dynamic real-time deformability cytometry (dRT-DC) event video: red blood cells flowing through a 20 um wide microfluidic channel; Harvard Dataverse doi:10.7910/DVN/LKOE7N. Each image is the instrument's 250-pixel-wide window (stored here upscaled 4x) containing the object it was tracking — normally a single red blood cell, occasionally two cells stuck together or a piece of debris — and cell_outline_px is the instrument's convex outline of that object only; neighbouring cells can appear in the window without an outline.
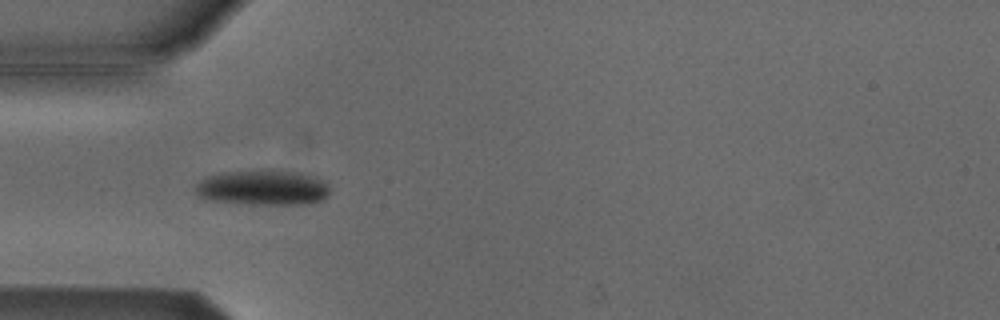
{"species": "Egyptian fruit bat (a non-hibernating species)", "species_latin": "Rousettus aegyptiacus", "temperature_condition": "cold", "stored_images_in_passage": 53, "camera_frame_rate_fps": 3000, "um_per_image_px": 0.085, "animal": {"sex": "male"}, "frame": {"image": 1, "passage_image": 16, "time_ms": 5.0, "image_size_px": [1000, 320], "cell_outline_px": [[328, 196], [324, 200], [308, 204], [252, 204], [204, 200], [196, 196], [196, 184], [200, 180], [208, 176], [224, 172], [260, 168], [272, 168], [300, 172], [316, 176], [324, 180], [328, 184]], "centroid_in_image_um": [22.35, 15.92], "position_along_channel_um": 62.6, "area_um2": 28.61}}
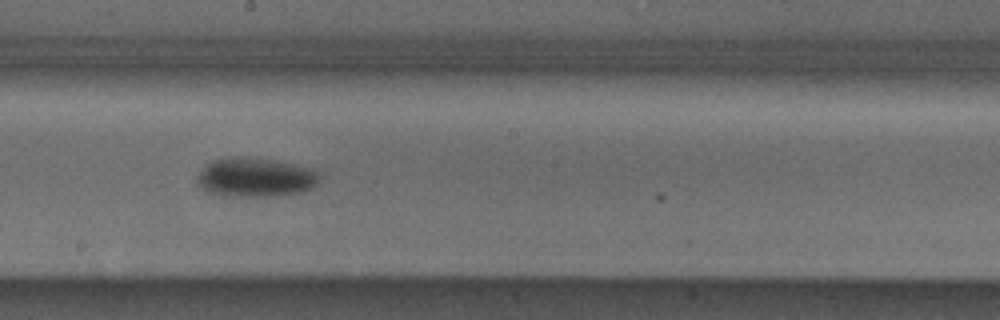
{"frame": {"image": 2, "passage_image": 29, "time_ms": 9.333, "image_size_px": [1000, 320], "cell_outline_px": [[320, 180], [312, 188], [304, 192], [276, 196], [236, 196], [204, 192], [196, 184], [196, 176], [212, 160], [228, 156], [276, 160], [312, 168], [320, 176]], "centroid_in_image_um": [21.7, 15.08], "position_along_channel_um": 226.5, "area_um2": 28.15}}
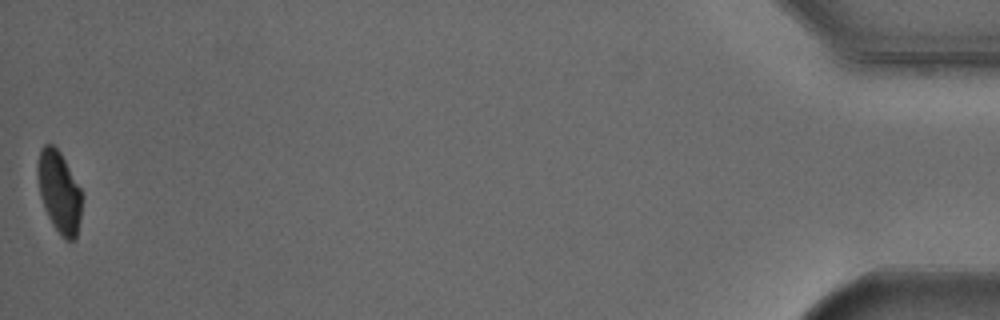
{"frame": {"image": 3, "passage_image": 53, "time_ms": 17.333, "image_size_px": [1000, 320], "cell_outline_px": [[80, 220], [76, 240], [64, 240], [60, 236], [52, 224], [44, 208], [40, 196], [36, 176], [36, 168], [40, 148], [44, 144], [52, 144], [60, 152], [80, 188]], "centroid_in_image_um": [4.99, 16.32], "position_along_channel_um": 430.2, "area_um2": 21.1}, "authors_computed_cell_mechanics": {"area_um2": 25.0274, "velocity_mm_per_s": 3.8193, "shape_relaxation_time_tau1_ms": 3.2626, "shape_relaxation_time_tau2_ms": null, "deformation_change_tau1": 0.0989, "deformation_change_tau2": null}}